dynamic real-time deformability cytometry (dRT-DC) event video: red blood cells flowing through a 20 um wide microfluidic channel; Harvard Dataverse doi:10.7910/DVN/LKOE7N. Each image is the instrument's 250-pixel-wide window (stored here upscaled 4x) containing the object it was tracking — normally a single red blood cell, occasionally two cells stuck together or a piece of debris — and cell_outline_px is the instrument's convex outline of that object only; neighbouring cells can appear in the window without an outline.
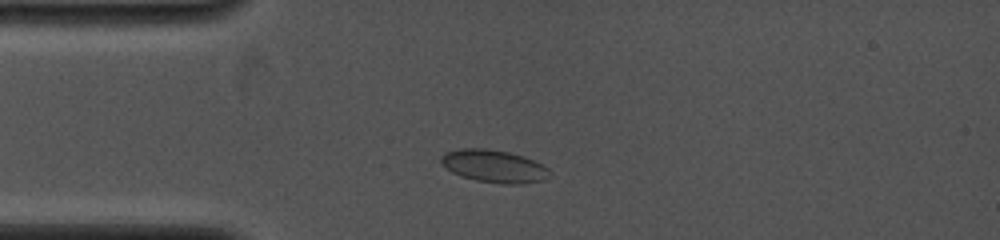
{"species": "common noctule bat (a hibernating species)", "species_latin": "Nyctalus noctula", "temperature_condition": "cold", "stored_images_in_passage": 2, "camera_frame_rate_fps": 4000, "um_per_image_px": 0.085, "animal": {"sex": "female", "body_mass_g": 19.0, "forearm_length_mm": 53.3}, "frame": {"image": 1, "passage_image": 2, "time_ms": 1.25, "image_size_px": [1000, 240], "cell_outline_px": [[552, 176], [544, 180], [520, 184], [504, 184], [476, 180], [460, 176], [452, 172], [440, 160], [440, 156], [444, 152], [460, 148], [484, 148], [508, 152], [524, 156], [548, 168], [552, 172]], "centroid_in_image_um": [42.01, 14.12], "position_along_channel_um": 43.0, "area_um2": 20.69}}